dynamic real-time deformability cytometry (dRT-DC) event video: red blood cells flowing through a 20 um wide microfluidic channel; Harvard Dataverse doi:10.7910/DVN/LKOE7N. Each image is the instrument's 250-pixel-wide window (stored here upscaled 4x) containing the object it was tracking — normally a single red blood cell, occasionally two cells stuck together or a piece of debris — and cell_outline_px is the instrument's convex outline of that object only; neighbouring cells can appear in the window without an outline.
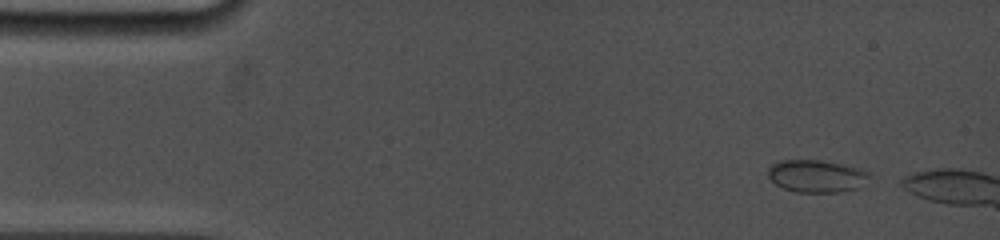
{"species": "common noctule bat (a hibernating species)", "species_latin": "Nyctalus noctula", "temperature_condition": "cold", "stored_images_in_passage": 5, "camera_frame_rate_fps": 5000, "um_per_image_px": 0.085, "animal": {"sex": "female", "body_mass_g": 19.0, "forearm_length_mm": 53.3}, "frame": {"image": 1, "passage_image": 1, "time_ms": 0.0, "image_size_px": [1000, 240], "cell_outline_px": [[872, 176], [860, 188], [840, 192], [796, 192], [784, 188], [776, 184], [768, 176], [768, 168], [772, 164], [780, 160], [820, 160], [840, 164], [856, 168], [868, 172]], "centroid_in_image_um": [69.41, 14.97], "position_along_channel_um": 15.6, "area_um2": 19.13}}